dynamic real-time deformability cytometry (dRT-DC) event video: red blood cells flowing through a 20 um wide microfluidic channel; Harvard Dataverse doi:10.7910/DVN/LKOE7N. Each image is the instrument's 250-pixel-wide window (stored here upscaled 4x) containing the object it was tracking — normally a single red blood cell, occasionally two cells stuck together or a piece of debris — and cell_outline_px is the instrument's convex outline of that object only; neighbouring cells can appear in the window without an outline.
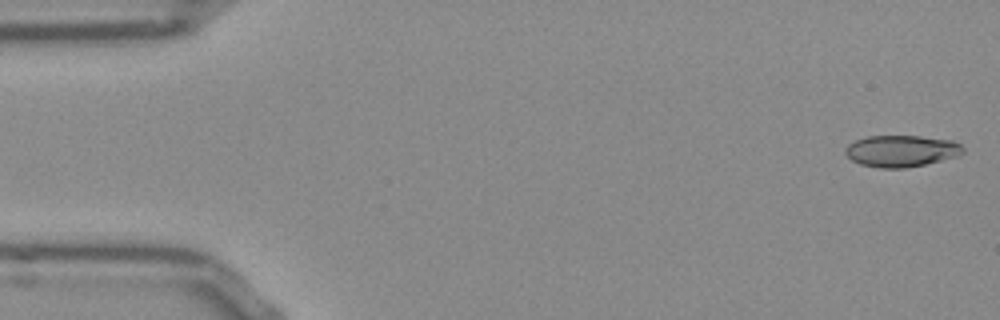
{"species": "Egyptian fruit bat (a non-hibernating species)", "species_latin": "Rousettus aegyptiacus", "temperature_condition": "room temperature", "stored_images_in_passage": 14, "camera_frame_rate_fps": 3000, "um_per_image_px": 0.085, "frame": {"image": 1, "passage_image": 1, "time_ms": 0.0, "image_size_px": [1000, 320], "cell_outline_px": [[964, 152], [960, 156], [924, 164], [904, 168], [880, 168], [860, 164], [852, 160], [844, 152], [844, 148], [848, 144], [856, 140], [868, 136], [920, 136], [952, 140], [960, 144], [964, 148]], "centroid_in_image_um": [76.62, 12.83], "position_along_channel_um": 8.4, "area_um2": 21.73}}
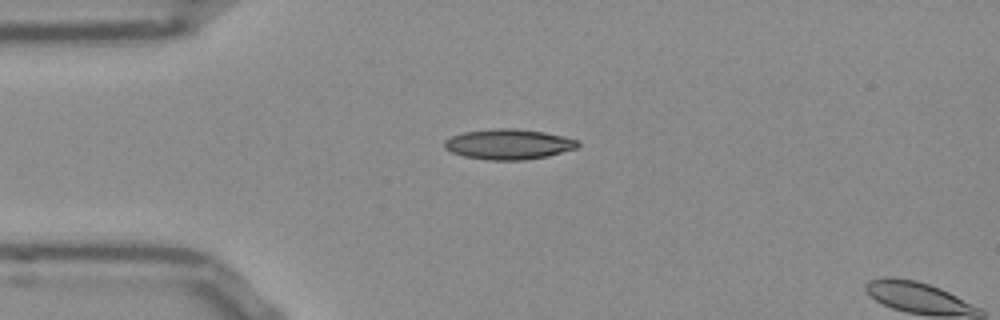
{"frame": {"image": 2, "passage_image": 12, "time_ms": 3.667, "image_size_px": [1000, 320], "cell_outline_px": [[580, 144], [576, 148], [548, 156], [524, 160], [488, 160], [464, 156], [452, 152], [444, 148], [444, 140], [452, 136], [464, 132], [492, 128], [512, 128], [544, 132], [564, 136], [576, 140]], "centroid_in_image_um": [43.21, 12.26], "position_along_channel_um": 41.8, "area_um2": 23.52}}